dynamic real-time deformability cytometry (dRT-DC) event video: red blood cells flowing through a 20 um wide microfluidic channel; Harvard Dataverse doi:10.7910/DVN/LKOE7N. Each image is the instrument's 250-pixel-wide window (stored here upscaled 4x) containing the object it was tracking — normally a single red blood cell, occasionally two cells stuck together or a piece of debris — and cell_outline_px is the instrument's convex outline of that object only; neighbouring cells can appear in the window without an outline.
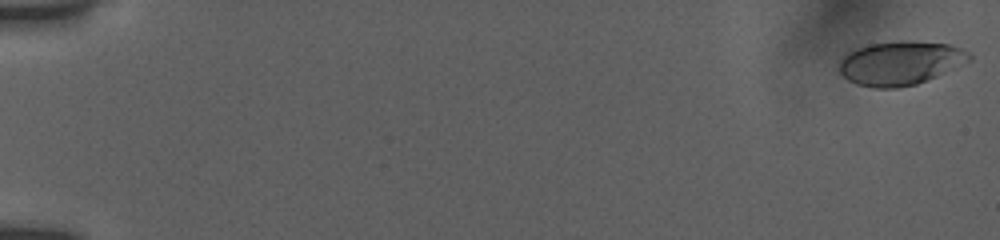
{"species": "human", "species_latin": "Homo sapiens", "temperature_condition": "room temperature", "stored_images_in_passage": 131, "camera_frame_rate_fps": 3000, "um_per_image_px": 0.085, "donor": {"sex": "female"}, "frame": {"image": 1, "passage_image": 1, "time_ms": 0.0, "image_size_px": [1000, 240], "cell_outline_px": [[972, 60], [936, 76], [916, 84], [896, 88], [872, 88], [856, 84], [848, 80], [840, 72], [840, 60], [848, 52], [856, 48], [872, 44], [900, 40], [908, 40], [948, 44], [960, 48], [968, 52], [972, 56]], "centroid_in_image_um": [76.53, 5.36], "position_along_channel_um": 8.5, "area_um2": 33.18}}
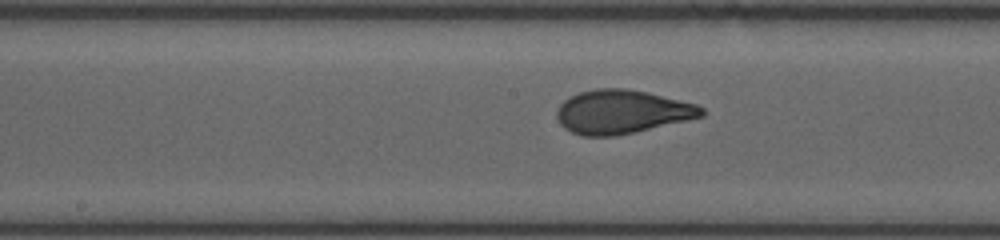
{"frame": {"image": 2, "passage_image": 69, "time_ms": 9.667, "image_size_px": [1000, 240], "cell_outline_px": [[704, 116], [632, 132], [612, 136], [584, 136], [572, 132], [564, 128], [560, 124], [556, 116], [556, 112], [560, 104], [568, 96], [580, 92], [596, 88], [624, 88], [648, 92], [696, 104], [704, 108]], "centroid_in_image_um": [52.82, 9.49], "position_along_channel_um": 195.4, "area_um2": 36.65}}
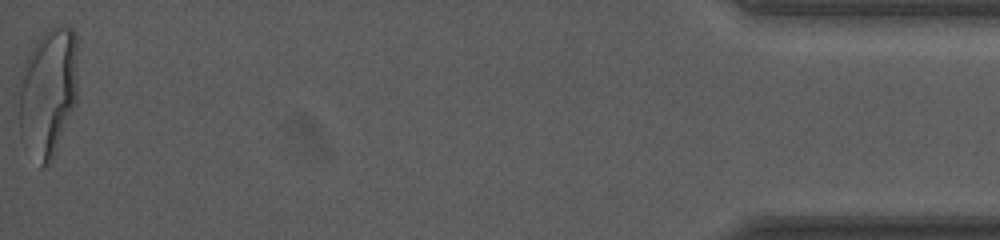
{"frame": {"image": 3, "passage_image": 130, "time_ms": 18.0, "image_size_px": [1000, 240], "cell_outline_px": [[76, 104], [56, 152], [52, 160], [44, 168], [40, 168], [20, 140], [16, 84], [24, 60], [32, 48], [44, 32], [60, 24], [72, 28], [76, 32]], "centroid_in_image_um": [4.02, 7.89], "position_along_channel_um": 431.2, "area_um2": 45.72}, "authors_computed_cell_mechanics": {"area_um2": 35.7204, "velocity_mm_per_s": 3.8634, "shape_relaxation_time_tau1_ms": 3.512, "shape_relaxation_time_tau2_ms": null, "deformation_change_tau1": 0.168, "deformation_change_tau2": null}}